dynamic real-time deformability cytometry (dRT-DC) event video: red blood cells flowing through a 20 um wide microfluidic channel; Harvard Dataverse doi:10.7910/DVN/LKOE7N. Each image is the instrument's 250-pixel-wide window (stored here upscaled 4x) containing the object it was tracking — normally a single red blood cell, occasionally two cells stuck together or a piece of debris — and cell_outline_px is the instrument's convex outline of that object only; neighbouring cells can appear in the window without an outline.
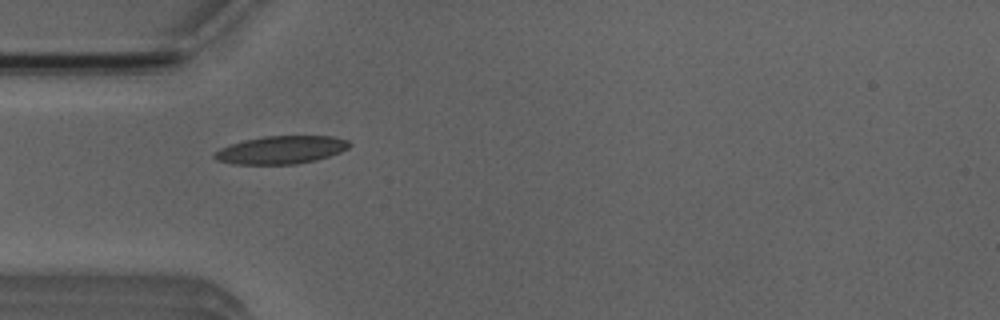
{"species": "Egyptian fruit bat (a non-hibernating species)", "species_latin": "Rousettus aegyptiacus", "temperature_condition": "room temperature", "stored_images_in_passage": 4, "camera_frame_rate_fps": 3000, "um_per_image_px": 0.085, "animal": {"sex": "male"}, "frame": {"image": 1, "passage_image": 3, "time_ms": 2.333, "image_size_px": [1000, 320], "cell_outline_px": [[352, 144], [348, 148], [340, 152], [316, 160], [296, 164], [232, 164], [216, 160], [212, 156], [220, 148], [244, 140], [264, 136], [332, 136], [348, 140]], "centroid_in_image_um": [23.9, 12.74], "position_along_channel_um": 61.1, "area_um2": 21.91}}